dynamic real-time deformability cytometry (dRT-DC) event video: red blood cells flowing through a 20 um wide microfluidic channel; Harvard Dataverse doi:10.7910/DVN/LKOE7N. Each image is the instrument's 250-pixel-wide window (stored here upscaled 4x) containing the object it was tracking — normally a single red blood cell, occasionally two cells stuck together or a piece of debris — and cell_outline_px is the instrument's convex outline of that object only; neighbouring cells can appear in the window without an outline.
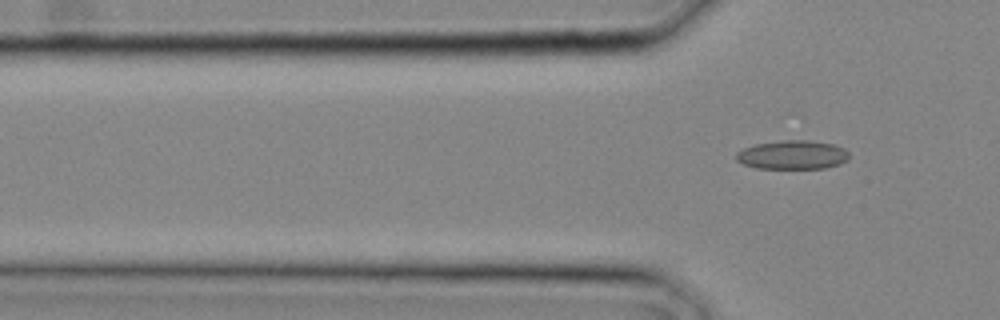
{"species": "common noctule bat (a hibernating species)", "species_latin": "Nyctalus noctula", "temperature_condition": "cold", "stored_images_in_passage": 4, "camera_frame_rate_fps": 3000, "um_per_image_px": 0.085, "animal": {"sex": "male", "body_mass_g": 20.4}, "frame": {"image": 1, "passage_image": 4, "time_ms": 1.0, "image_size_px": [1000, 320], "cell_outline_px": [[848, 160], [840, 164], [824, 168], [756, 168], [744, 164], [736, 160], [736, 152], [744, 148], [756, 144], [780, 140], [808, 140], [832, 144], [844, 148], [848, 152]], "centroid_in_image_um": [67.36, 13.16], "position_along_channel_um": 58.4, "area_um2": 18.96}}